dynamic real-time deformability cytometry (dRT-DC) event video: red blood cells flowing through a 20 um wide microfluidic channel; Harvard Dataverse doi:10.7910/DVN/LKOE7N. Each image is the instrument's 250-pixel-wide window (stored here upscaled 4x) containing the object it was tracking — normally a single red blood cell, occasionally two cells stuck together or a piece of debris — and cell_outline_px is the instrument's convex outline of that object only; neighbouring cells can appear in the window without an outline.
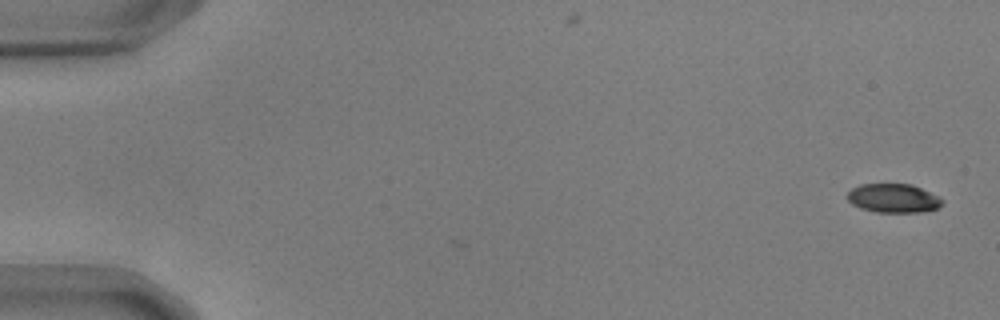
{"species": "common noctule bat (a hibernating species)", "species_latin": "Nyctalus noctula", "temperature_condition": "warm", "stored_images_in_passage": 3, "camera_frame_rate_fps": 3000, "um_per_image_px": 0.085, "animal": {"sex": "male", "body_mass_g": 17.9, "forearm_length_mm": 54.2}, "frame": {"image": 1, "passage_image": 1, "time_ms": 0.0, "image_size_px": [1000, 320], "cell_outline_px": [[944, 200], [940, 208], [924, 212], [876, 212], [860, 208], [852, 204], [848, 200], [848, 192], [852, 188], [860, 184], [912, 184]], "centroid_in_image_um": [75.94, 16.86], "position_along_channel_um": 9.1, "area_um2": 15.95}}